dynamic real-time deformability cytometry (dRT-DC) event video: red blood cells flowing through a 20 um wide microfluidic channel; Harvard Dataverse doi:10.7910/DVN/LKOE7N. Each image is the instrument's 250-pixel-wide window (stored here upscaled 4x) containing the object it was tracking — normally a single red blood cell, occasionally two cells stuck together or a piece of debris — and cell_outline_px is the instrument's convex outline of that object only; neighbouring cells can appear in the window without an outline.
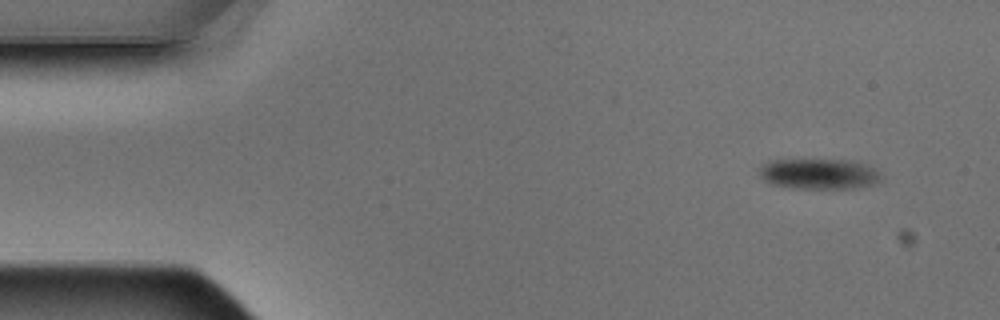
{"species": "Egyptian fruit bat (a non-hibernating species)", "species_latin": "Rousettus aegyptiacus", "temperature_condition": "warm", "stored_images_in_passage": 6, "camera_frame_rate_fps": 3000, "um_per_image_px": 0.085, "animal": {"sex": "male"}, "frame": {"image": 1, "passage_image": 1, "time_ms": 0.0, "image_size_px": [1000, 320], "cell_outline_px": [[880, 180], [872, 184], [860, 188], [788, 188], [772, 184], [764, 180], [760, 176], [760, 168], [764, 164], [772, 160], [852, 160], [868, 164], [876, 168], [880, 176]], "centroid_in_image_um": [69.64, 14.78], "position_along_channel_um": 15.4, "area_um2": 21.68}}
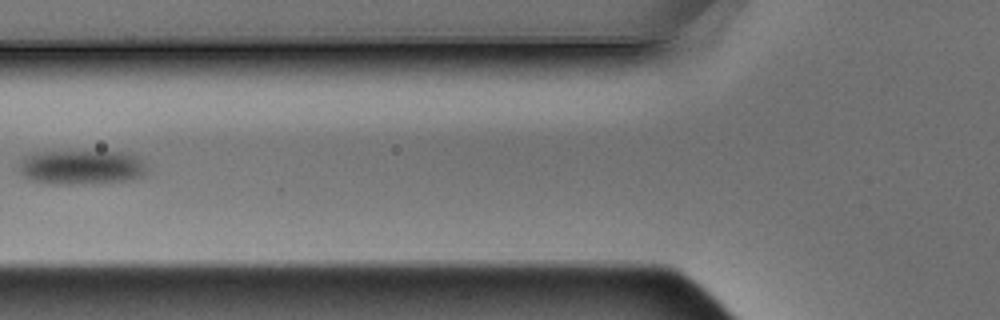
{"frame": {"image": 2, "passage_image": 5, "time_ms": 1.333, "image_size_px": [1000, 320], "cell_outline_px": [[148, 168], [144, 176], [132, 180], [96, 184], [48, 184], [28, 180], [20, 172], [20, 160], [24, 156], [36, 152], [132, 152], [140, 156], [144, 160]], "centroid_in_image_um": [7.0, 14.23], "position_along_channel_um": 118.8, "area_um2": 26.47}}
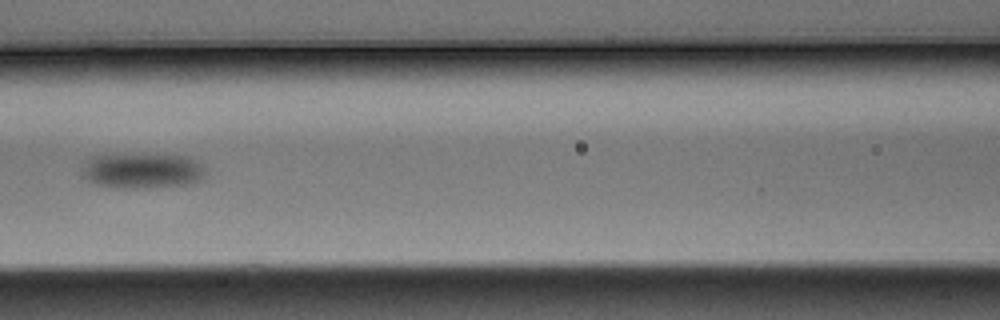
{"frame": {"image": 3, "passage_image": 6, "time_ms": 1.667, "image_size_px": [1000, 320], "cell_outline_px": [[204, 176], [200, 180], [184, 184], [132, 188], [128, 188], [96, 184], [88, 180], [84, 176], [84, 160], [88, 156], [120, 152], [144, 152], [192, 156], [200, 160], [204, 164]], "centroid_in_image_um": [12.11, 14.41], "position_along_channel_um": 154.5, "area_um2": 26.41}}